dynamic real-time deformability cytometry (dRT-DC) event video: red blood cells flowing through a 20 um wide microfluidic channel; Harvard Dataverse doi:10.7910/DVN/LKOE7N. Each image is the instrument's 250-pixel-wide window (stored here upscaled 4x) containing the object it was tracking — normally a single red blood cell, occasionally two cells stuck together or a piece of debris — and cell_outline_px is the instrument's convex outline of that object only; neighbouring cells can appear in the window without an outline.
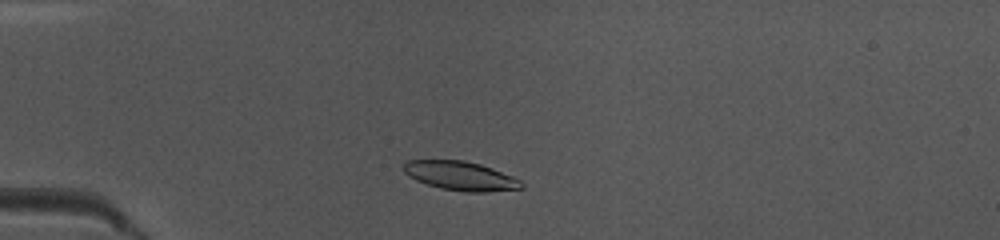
{"species": "common noctule bat (a hibernating species)", "species_latin": "Nyctalus noctula", "temperature_condition": "warm", "stored_images_in_passage": 45, "camera_frame_rate_fps": 3000, "um_per_image_px": 0.085, "animal": {"sex": "female", "body_mass_g": 10.0, "forearm_length_mm": 53.1}, "frame": {"image": 1, "passage_image": 9, "time_ms": 2.667, "image_size_px": [1000, 240], "cell_outline_px": [[524, 188], [484, 192], [464, 192], [440, 188], [416, 180], [408, 176], [404, 172], [404, 164], [408, 160], [464, 160], [480, 164], [492, 168], [512, 176], [520, 180], [524, 184]], "centroid_in_image_um": [39.16, 14.95], "position_along_channel_um": 45.8, "area_um2": 19.88}}
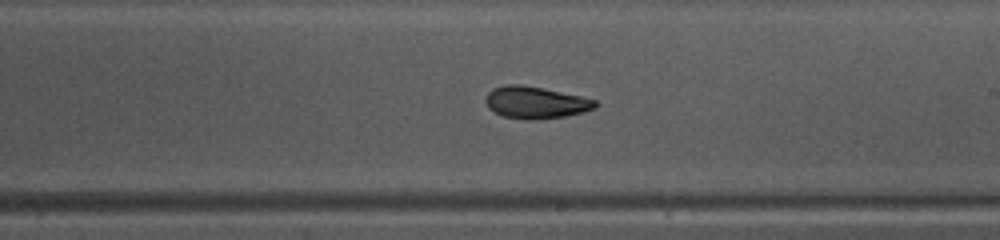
{"frame": {"image": 2, "passage_image": 25, "time_ms": 8.0, "image_size_px": [1000, 240], "cell_outline_px": [[600, 104], [596, 108], [584, 112], [564, 116], [540, 120], [532, 120], [504, 116], [488, 108], [484, 100], [484, 96], [492, 88], [504, 84], [520, 84], [544, 88], [580, 96], [596, 100]], "centroid_in_image_um": [45.52, 8.7], "position_along_channel_um": 243.5, "area_um2": 20.69}}
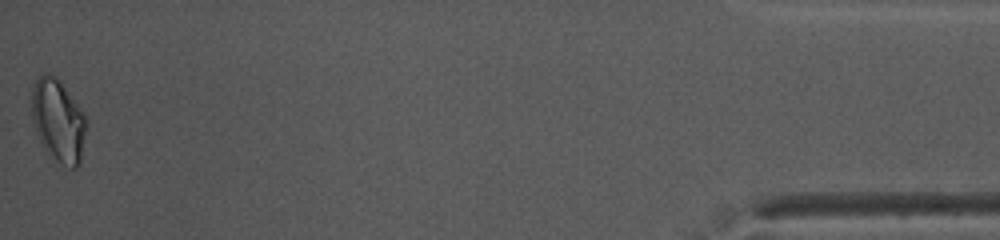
{"frame": {"image": 3, "passage_image": 45, "time_ms": 14.667, "image_size_px": [1000, 240], "cell_outline_px": [[88, 120], [80, 164], [76, 168], [72, 168], [64, 164], [48, 152], [44, 148], [36, 132], [32, 120], [32, 88], [36, 80], [40, 76], [56, 76], [60, 80]], "centroid_in_image_um": [4.97, 10.26], "position_along_channel_um": 430.2, "area_um2": 25.84}, "authors_computed_cell_mechanics": {"area_um2": 20.7502, "velocity_mm_per_s": 4.0792, "shape_relaxation_time_tau1_ms": 3.2445, "shape_relaxation_time_tau2_ms": 4.58, "deformation_change_tau1": 0.152, "deformation_change_tau2": 0.0421}}